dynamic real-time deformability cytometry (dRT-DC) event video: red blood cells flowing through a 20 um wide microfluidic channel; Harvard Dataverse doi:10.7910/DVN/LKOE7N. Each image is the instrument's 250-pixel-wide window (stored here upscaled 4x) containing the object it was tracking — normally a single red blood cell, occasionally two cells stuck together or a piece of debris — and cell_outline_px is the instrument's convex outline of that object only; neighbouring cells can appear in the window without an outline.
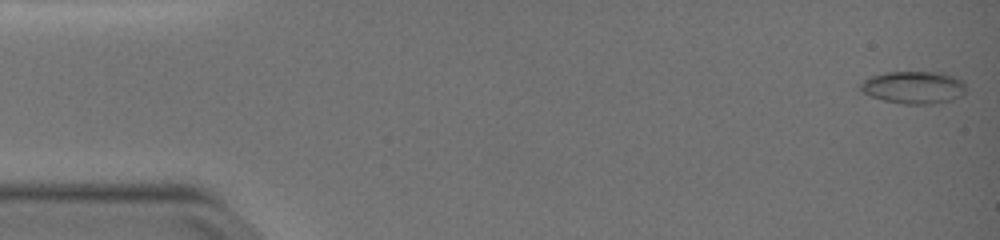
{"species": "common noctule bat (a hibernating species)", "species_latin": "Nyctalus noctula", "temperature_condition": "warm", "stored_images_in_passage": 51, "camera_frame_rate_fps": 3000, "um_per_image_px": 0.085, "animal": {"sex": "female", "body_mass_g": 19.0, "forearm_length_mm": 51.5}, "frame": {"image": 1, "passage_image": 1, "time_ms": 0.0, "image_size_px": [1000, 240], "cell_outline_px": [[964, 96], [952, 100], [932, 104], [904, 104], [884, 100], [860, 92], [860, 84], [864, 80], [872, 76], [884, 72], [940, 72], [956, 76], [964, 80]], "centroid_in_image_um": [77.69, 7.42], "position_along_channel_um": 7.3, "area_um2": 20.17}}
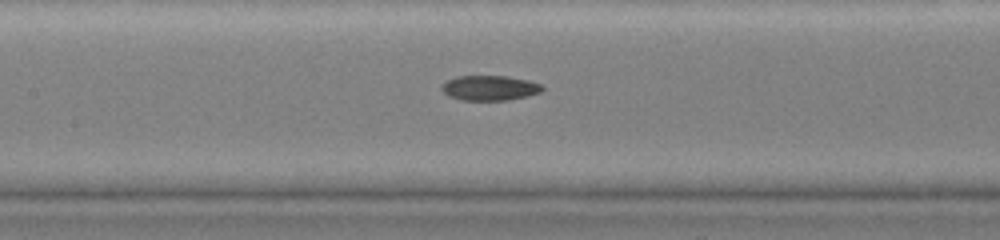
{"frame": {"image": 2, "passage_image": 25, "time_ms": 8.0, "image_size_px": [1000, 240], "cell_outline_px": [[544, 88], [540, 92], [528, 96], [508, 100], [460, 100], [448, 96], [440, 88], [440, 84], [456, 76], [508, 76], [528, 80], [540, 84]], "centroid_in_image_um": [41.59, 7.47], "position_along_channel_um": 165.8, "area_um2": 14.74}}
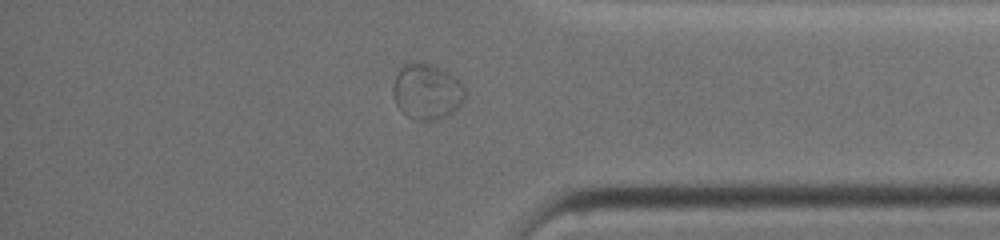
{"frame": {"image": 3, "passage_image": 44, "time_ms": 14.333, "image_size_px": [1000, 240], "cell_outline_px": [[464, 100], [452, 112], [436, 120], [416, 120], [408, 116], [396, 104], [392, 96], [392, 84], [400, 68], [404, 64], [412, 60], [420, 60], [432, 64], [456, 76], [460, 80], [464, 88]], "centroid_in_image_um": [36.26, 7.73], "position_along_channel_um": 398.9, "area_um2": 23.64}}